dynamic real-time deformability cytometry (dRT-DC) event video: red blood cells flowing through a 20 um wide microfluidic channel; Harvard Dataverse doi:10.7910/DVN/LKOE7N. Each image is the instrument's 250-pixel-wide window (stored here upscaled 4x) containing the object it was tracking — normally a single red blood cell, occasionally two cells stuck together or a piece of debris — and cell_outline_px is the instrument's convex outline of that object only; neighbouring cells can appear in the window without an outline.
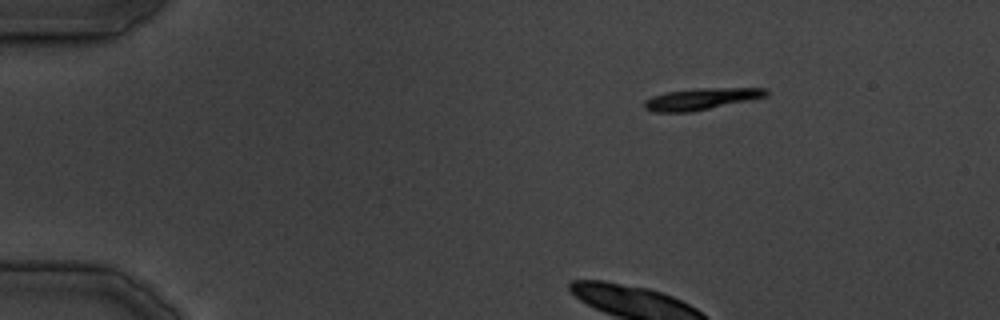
{"species": "common noctule bat (a hibernating species)", "species_latin": "Nyctalus noctula", "temperature_condition": "cold", "stored_images_in_passage": 20, "camera_frame_rate_fps": 3000, "um_per_image_px": 0.085, "animal": {"sex": "male", "body_mass_g": 19.5, "forearm_length_mm": 54.6}, "frame": {"image": 1, "passage_image": 1, "time_ms": 0.0, "image_size_px": [1000, 320], "cell_outline_px": [[768, 96], [688, 112], [652, 112], [644, 108], [644, 100], [652, 96], [664, 92], [696, 88], [768, 88]], "centroid_in_image_um": [59.55, 8.4], "position_along_channel_um": 25.5, "area_um2": 15.2}}